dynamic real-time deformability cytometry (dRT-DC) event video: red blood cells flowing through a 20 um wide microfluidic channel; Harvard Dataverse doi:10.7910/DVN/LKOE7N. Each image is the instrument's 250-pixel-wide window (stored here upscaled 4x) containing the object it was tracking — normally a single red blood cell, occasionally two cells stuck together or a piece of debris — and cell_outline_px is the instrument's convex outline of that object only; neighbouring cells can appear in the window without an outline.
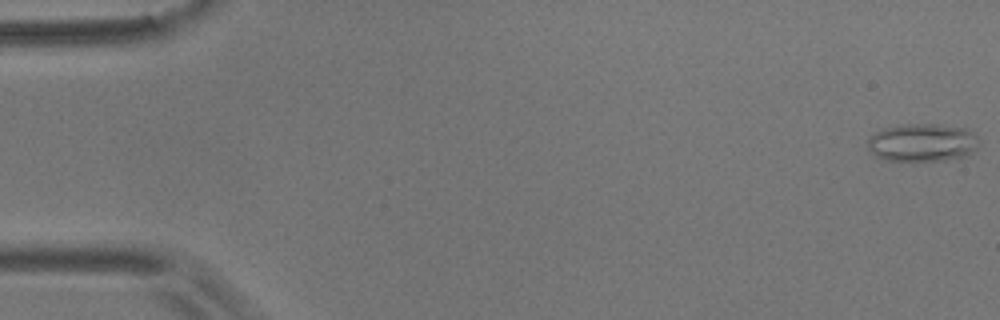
{"species": "common noctule bat (a hibernating species)", "species_latin": "Nyctalus noctula", "temperature_condition": "room temperature", "stored_images_in_passage": 5, "camera_frame_rate_fps": 3000, "um_per_image_px": 0.085, "animal": {"sex": "male", "body_mass_g": 17.9}, "frame": {"image": 1, "passage_image": 1, "time_ms": 0.0, "image_size_px": [1000, 320], "cell_outline_px": [[976, 148], [972, 152], [964, 156], [948, 160], [888, 160], [876, 156], [868, 148], [868, 136], [880, 128], [904, 124], [940, 124], [968, 128], [976, 136]], "centroid_in_image_um": [78.37, 12.09], "position_along_channel_um": 6.6, "area_um2": 24.68}}